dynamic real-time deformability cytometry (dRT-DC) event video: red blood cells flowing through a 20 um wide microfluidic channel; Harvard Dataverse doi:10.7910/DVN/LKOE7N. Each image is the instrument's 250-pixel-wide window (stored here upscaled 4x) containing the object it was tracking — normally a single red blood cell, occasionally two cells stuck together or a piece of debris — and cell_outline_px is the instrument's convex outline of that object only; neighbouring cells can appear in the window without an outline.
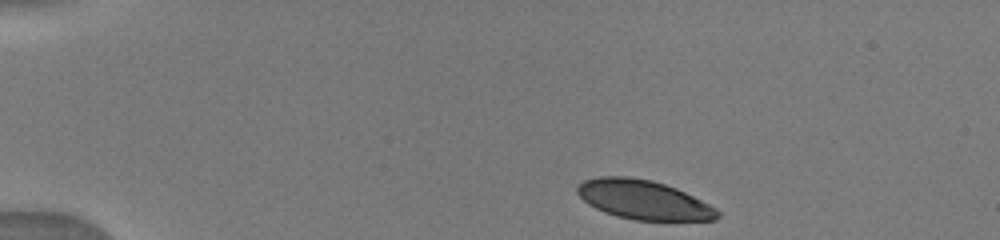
{"species": "human", "species_latin": "Homo sapiens", "temperature_condition": "warm", "stored_images_in_passage": 9, "camera_frame_rate_fps": 3000, "um_per_image_px": 0.085, "donor": {"sex": "male"}, "frame": {"image": 1, "passage_image": 1, "time_ms": 0.0, "image_size_px": [1000, 240], "cell_outline_px": [[720, 216], [716, 220], [636, 220], [616, 216], [604, 212], [588, 204], [576, 192], [576, 188], [584, 180], [600, 176], [628, 176], [652, 180], [676, 188], [716, 208], [720, 212]], "centroid_in_image_um": [54.69, 16.98], "position_along_channel_um": 30.3, "area_um2": 31.85}}
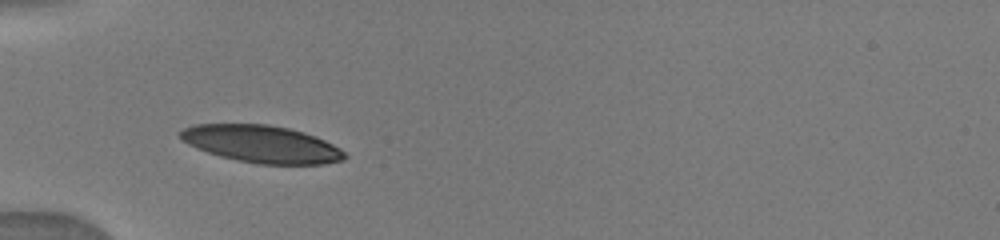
{"frame": {"image": 2, "passage_image": 4, "time_ms": 2.667, "image_size_px": [1000, 240], "cell_outline_px": [[348, 156], [344, 160], [324, 164], [260, 164], [236, 160], [220, 156], [196, 148], [180, 140], [180, 132], [184, 128], [196, 124], [268, 124], [288, 128], [304, 132], [316, 136], [340, 148]], "centroid_in_image_um": [22.25, 12.24], "position_along_channel_um": 62.8, "area_um2": 35.72}}
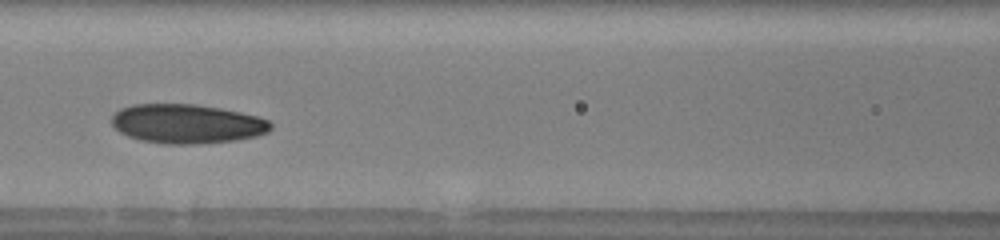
{"frame": {"image": 3, "passage_image": 6, "time_ms": 5.0, "image_size_px": [1000, 240], "cell_outline_px": [[272, 128], [268, 132], [256, 136], [236, 140], [192, 144], [168, 144], [140, 140], [128, 136], [120, 132], [112, 124], [112, 116], [120, 108], [132, 104], [196, 104], [220, 108], [240, 112], [256, 116], [268, 120], [272, 124]], "centroid_in_image_um": [15.88, 10.52], "position_along_channel_um": 150.7, "area_um2": 36.3}}